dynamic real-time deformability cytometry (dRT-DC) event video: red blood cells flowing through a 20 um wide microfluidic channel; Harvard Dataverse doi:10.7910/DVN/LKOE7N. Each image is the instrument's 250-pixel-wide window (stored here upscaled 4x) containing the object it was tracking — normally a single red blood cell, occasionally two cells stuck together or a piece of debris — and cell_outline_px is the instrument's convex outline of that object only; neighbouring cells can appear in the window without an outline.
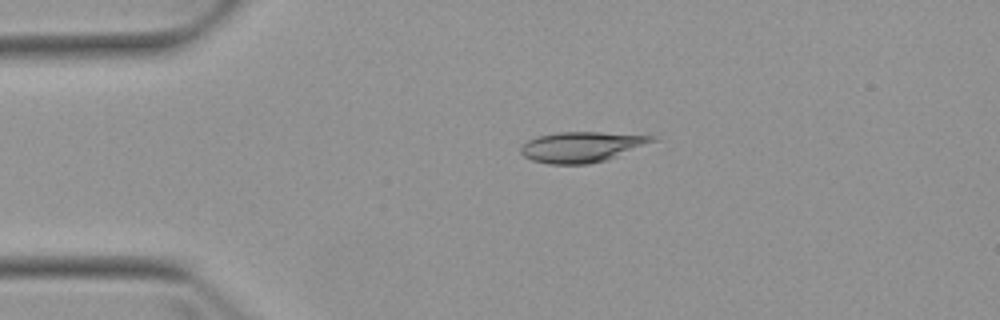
{"species": "Egyptian fruit bat (a non-hibernating species)", "species_latin": "Rousettus aegyptiacus", "temperature_condition": "warm", "stored_images_in_passage": 3, "camera_frame_rate_fps": 3000, "um_per_image_px": 0.085, "animal": {"sex": "female"}, "frame": {"image": 1, "passage_image": 2, "time_ms": 2.0, "image_size_px": [1000, 320], "cell_outline_px": [[656, 140], [608, 160], [588, 164], [548, 164], [532, 160], [524, 156], [520, 152], [520, 148], [528, 140], [540, 136], [560, 132], [600, 132], [656, 136]], "centroid_in_image_um": [49.43, 12.49], "position_along_channel_um": 35.6, "area_um2": 23.12}}